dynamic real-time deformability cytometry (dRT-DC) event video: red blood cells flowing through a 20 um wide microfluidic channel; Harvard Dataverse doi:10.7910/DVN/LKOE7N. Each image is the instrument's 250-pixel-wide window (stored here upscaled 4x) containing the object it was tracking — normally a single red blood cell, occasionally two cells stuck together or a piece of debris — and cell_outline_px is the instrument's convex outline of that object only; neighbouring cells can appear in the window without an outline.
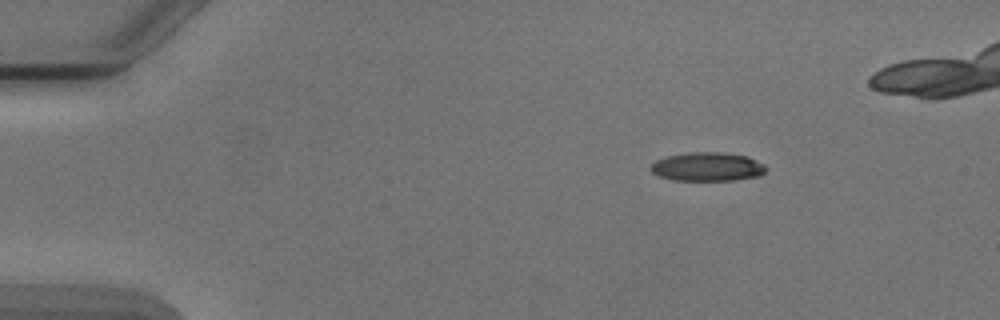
{"species": "Egyptian fruit bat (a non-hibernating species)", "species_latin": "Rousettus aegyptiacus", "temperature_condition": "cold", "stored_images_in_passage": 6, "camera_frame_rate_fps": 3000, "um_per_image_px": 0.085, "animal": {"sex": "male"}, "frame": {"image": 1, "passage_image": 3, "time_ms": 2.333, "image_size_px": [1000, 320], "cell_outline_px": [[768, 168], [760, 176], [732, 180], [672, 180], [660, 176], [652, 172], [652, 164], [656, 160], [668, 156], [692, 152], [724, 152], [748, 156], [764, 164]], "centroid_in_image_um": [60.18, 14.17], "position_along_channel_um": 24.8, "area_um2": 19.25}}
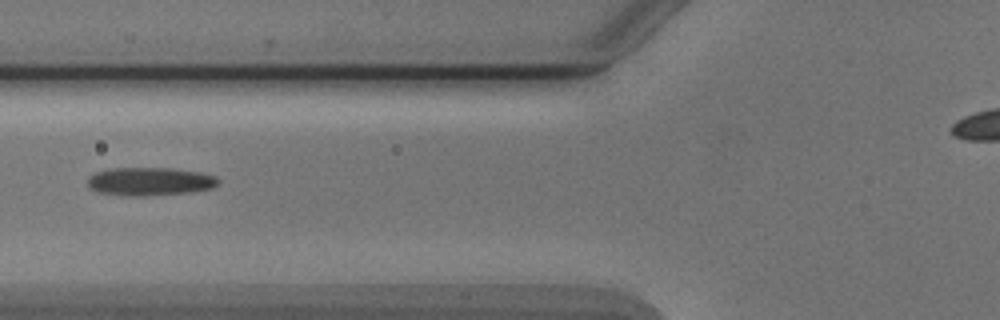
{"frame": {"image": 2, "passage_image": 6, "time_ms": 6.667, "image_size_px": [1000, 320], "cell_outline_px": [[220, 180], [212, 188], [192, 192], [144, 196], [124, 196], [100, 192], [88, 188], [88, 176], [96, 172], [112, 168], [172, 168], [200, 172], [216, 176]], "centroid_in_image_um": [12.73, 15.42], "position_along_channel_um": 113.1, "area_um2": 21.62}}